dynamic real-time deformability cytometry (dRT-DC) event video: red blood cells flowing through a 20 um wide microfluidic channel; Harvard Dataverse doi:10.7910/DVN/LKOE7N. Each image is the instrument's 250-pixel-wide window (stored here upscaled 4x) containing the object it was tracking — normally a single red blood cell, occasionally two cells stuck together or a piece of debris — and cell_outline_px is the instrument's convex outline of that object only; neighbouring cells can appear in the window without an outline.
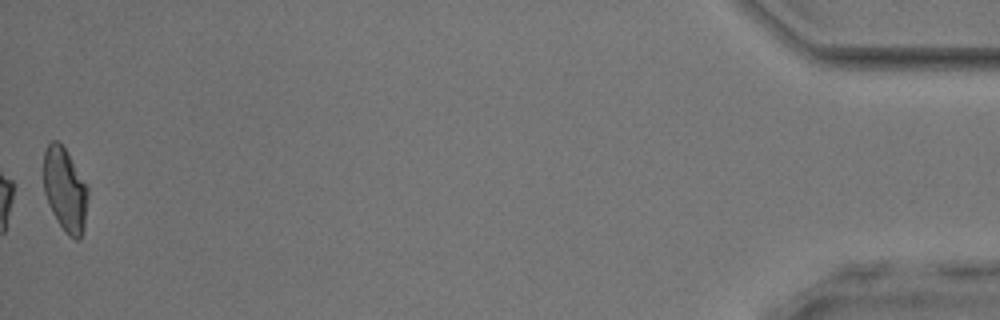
{"species": "common noctule bat (a hibernating species)", "species_latin": "Nyctalus noctula", "temperature_condition": "room temperature", "stored_images_in_passage": 51, "camera_frame_rate_fps": 3000, "um_per_image_px": 0.085, "animal": {"sex": "male", "body_mass_g": 17.9, "forearm_length_mm": 54.2}, "frame": {"image": 1, "passage_image": 51, "time_ms": 16.667, "image_size_px": [1000, 320], "cell_outline_px": [[88, 196], [84, 228], [80, 240], [76, 240], [68, 236], [56, 220], [48, 204], [44, 192], [44, 152], [48, 144], [52, 140], [56, 140], [68, 152], [88, 188]], "centroid_in_image_um": [5.53, 16.16], "position_along_channel_um": 429.7, "area_um2": 21.68}, "authors_computed_cell_mechanics": {"area_um2": 22.3108, "velocity_mm_per_s": 3.9283, "shape_relaxation_time_tau1_ms": 7.5123, "shape_relaxation_time_tau2_ms": 1.5559, "deformation_change_tau1": 0.1613, "deformation_change_tau2": 0.0903}}